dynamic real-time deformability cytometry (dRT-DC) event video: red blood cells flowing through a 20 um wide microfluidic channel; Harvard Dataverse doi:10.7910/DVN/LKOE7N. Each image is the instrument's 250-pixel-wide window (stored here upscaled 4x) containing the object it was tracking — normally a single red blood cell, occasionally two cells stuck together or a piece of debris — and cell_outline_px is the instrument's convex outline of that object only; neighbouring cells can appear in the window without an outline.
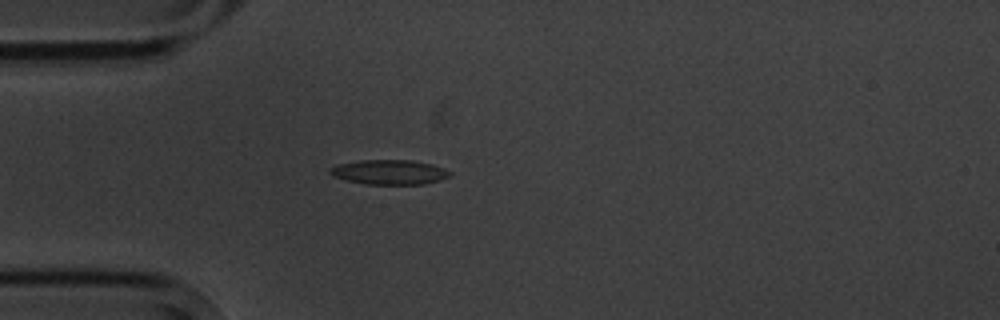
{"species": "common noctule bat (a hibernating species)", "species_latin": "Nyctalus noctula", "temperature_condition": "cold", "stored_images_in_passage": 3, "camera_frame_rate_fps": 3000, "um_per_image_px": 0.085, "animal": {"sex": "male", "body_mass_g": 20.1, "forearm_length_mm": 53.5}, "frame": {"image": 1, "passage_image": 2, "time_ms": 1.333, "image_size_px": [1000, 320], "cell_outline_px": [[452, 176], [440, 180], [424, 184], [368, 184], [344, 180], [332, 176], [328, 172], [336, 164], [360, 160], [412, 160], [432, 164], [444, 168], [452, 172]], "centroid_in_image_um": [33.11, 14.63], "position_along_channel_um": 51.9, "area_um2": 17.4}}